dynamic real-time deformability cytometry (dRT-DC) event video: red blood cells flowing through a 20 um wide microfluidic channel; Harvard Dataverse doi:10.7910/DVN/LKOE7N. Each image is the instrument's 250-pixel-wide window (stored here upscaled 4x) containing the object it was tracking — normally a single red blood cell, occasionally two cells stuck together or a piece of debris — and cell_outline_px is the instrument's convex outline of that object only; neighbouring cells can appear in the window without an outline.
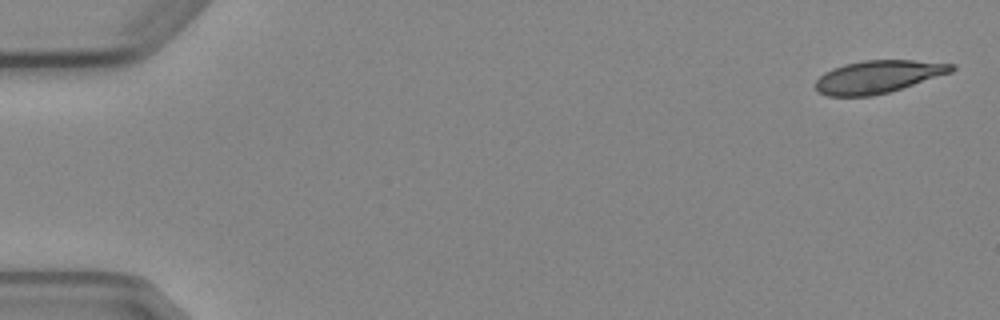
{"species": "Egyptian fruit bat (a non-hibernating species)", "species_latin": "Rousettus aegyptiacus", "temperature_condition": "cold", "stored_images_in_passage": 5, "camera_frame_rate_fps": 3000, "um_per_image_px": 0.085, "animal": {"sex": "female"}, "frame": {"image": 1, "passage_image": 1, "time_ms": 0.0, "image_size_px": [1000, 320], "cell_outline_px": [[956, 68], [952, 72], [888, 92], [872, 96], [828, 96], [820, 92], [816, 88], [816, 80], [824, 72], [832, 68], [844, 64], [864, 60], [912, 60], [956, 64]], "centroid_in_image_um": [74.63, 6.51], "position_along_channel_um": 10.4, "area_um2": 25.72}}
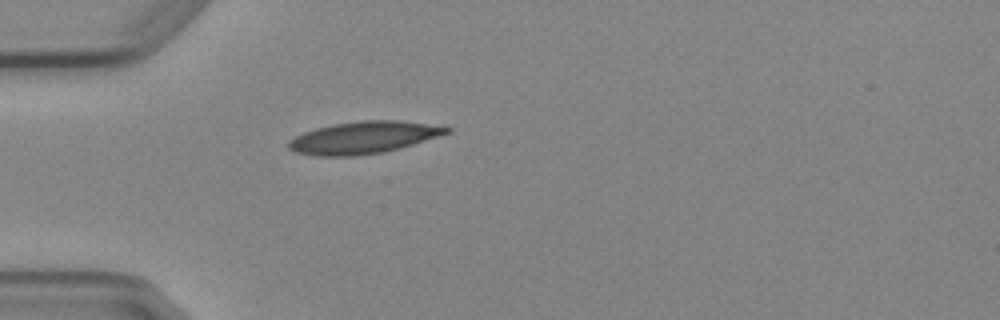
{"frame": {"image": 2, "passage_image": 5, "time_ms": 4.667, "image_size_px": [1000, 320], "cell_outline_px": [[452, 132], [440, 136], [400, 148], [384, 152], [356, 156], [316, 156], [296, 152], [288, 148], [288, 140], [304, 132], [316, 128], [332, 124], [360, 120], [400, 120], [452, 128]], "centroid_in_image_um": [30.9, 11.69], "position_along_channel_um": 54.1, "area_um2": 29.65}}